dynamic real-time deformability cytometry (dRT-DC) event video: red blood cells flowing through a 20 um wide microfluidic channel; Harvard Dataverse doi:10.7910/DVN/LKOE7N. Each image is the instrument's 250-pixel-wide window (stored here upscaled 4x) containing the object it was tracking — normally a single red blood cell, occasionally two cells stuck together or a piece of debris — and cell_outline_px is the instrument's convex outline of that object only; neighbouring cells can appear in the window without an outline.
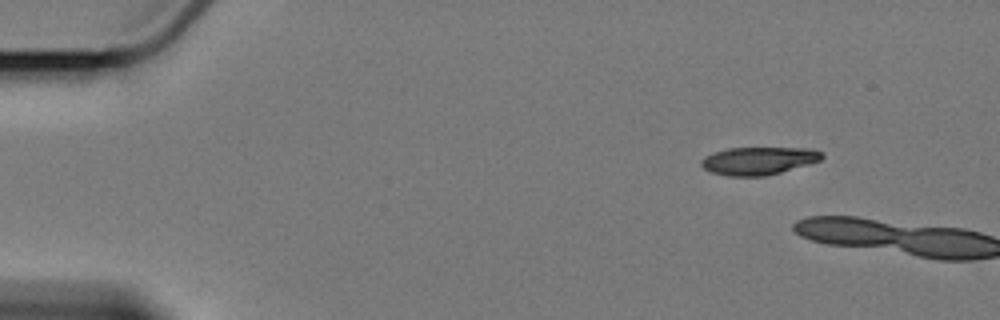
{"species": "Egyptian fruit bat (a non-hibernating species)", "species_latin": "Rousettus aegyptiacus", "temperature_condition": "cold", "stored_images_in_passage": 2, "camera_frame_rate_fps": 3000, "um_per_image_px": 0.085, "animal": {"sex": "female"}, "frame": {"image": 1, "passage_image": 1, "time_ms": 0.0, "image_size_px": [1000, 320], "cell_outline_px": [[824, 156], [820, 160], [808, 164], [780, 172], [764, 176], [728, 176], [708, 172], [700, 164], [700, 160], [704, 156], [728, 148], [808, 148], [824, 152]], "centroid_in_image_um": [64.45, 13.66], "position_along_channel_um": 20.5, "area_um2": 19.54}}